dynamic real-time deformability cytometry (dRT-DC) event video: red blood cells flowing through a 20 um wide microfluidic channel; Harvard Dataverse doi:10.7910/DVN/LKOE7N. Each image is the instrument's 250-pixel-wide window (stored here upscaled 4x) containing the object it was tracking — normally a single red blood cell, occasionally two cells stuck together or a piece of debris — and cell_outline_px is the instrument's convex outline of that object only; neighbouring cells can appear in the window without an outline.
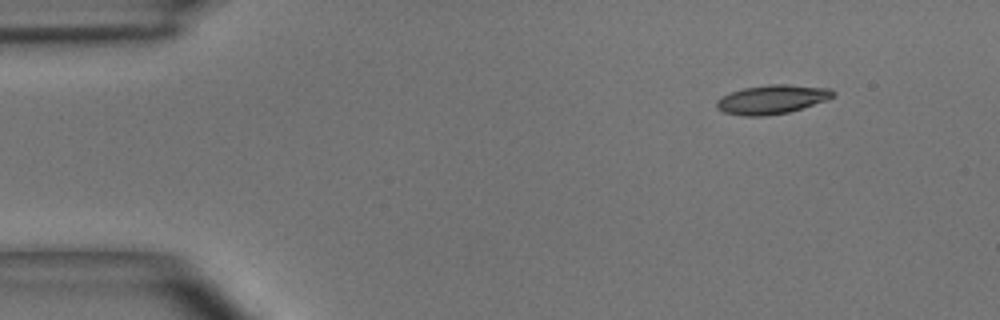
{"species": "common noctule bat (a hibernating species)", "species_latin": "Nyctalus noctula", "temperature_condition": "room temperature", "stored_images_in_passage": 45, "camera_frame_rate_fps": 3000, "um_per_image_px": 0.085, "animal": {"sex": "male", "body_mass_g": 15.6}, "frame": {"image": 1, "passage_image": 1, "time_ms": 0.0, "image_size_px": [1000, 320], "cell_outline_px": [[836, 96], [828, 100], [788, 112], [764, 116], [744, 116], [724, 112], [716, 108], [716, 100], [732, 92], [744, 88], [768, 84], [788, 84], [832, 88], [836, 92]], "centroid_in_image_um": [65.68, 8.44], "position_along_channel_um": 19.3, "area_um2": 19.77}}
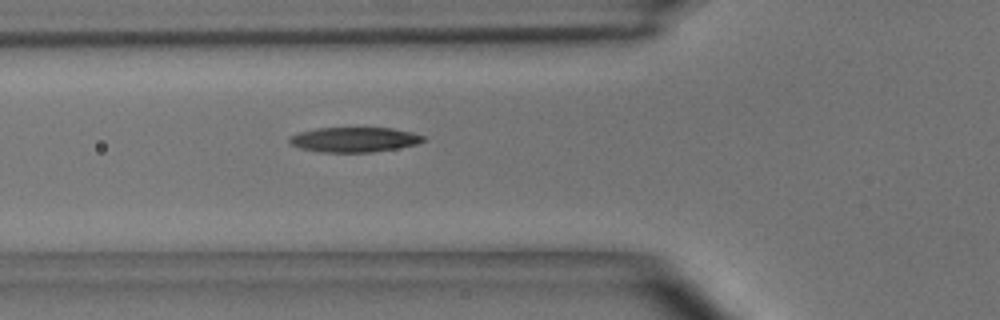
{"frame": {"image": 2, "passage_image": 13, "time_ms": 4.0, "image_size_px": [1000, 320], "cell_outline_px": [[424, 140], [416, 144], [396, 148], [372, 152], [320, 152], [300, 148], [292, 144], [288, 140], [288, 136], [300, 132], [316, 128], [392, 128], [412, 132], [424, 136]], "centroid_in_image_um": [30.08, 11.86], "position_along_channel_um": 95.7, "area_um2": 19.31}}
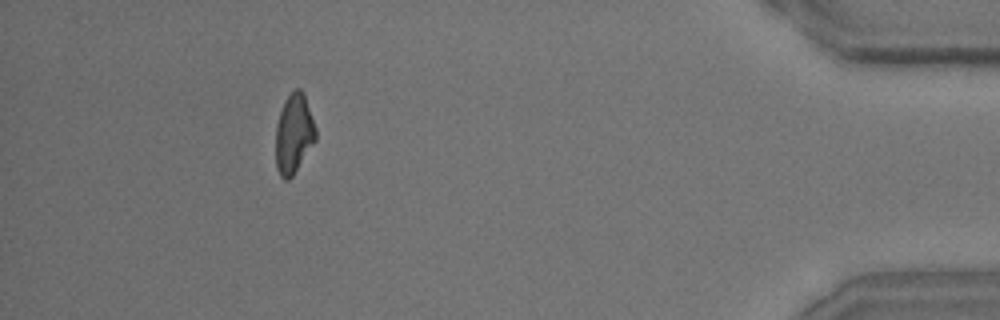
{"frame": {"image": 3, "passage_image": 41, "time_ms": 13.333, "image_size_px": [1000, 320], "cell_outline_px": [[316, 140], [292, 176], [288, 180], [284, 180], [280, 176], [276, 168], [276, 124], [284, 100], [296, 88], [300, 88], [304, 92], [316, 128]], "centroid_in_image_um": [24.97, 11.36], "position_along_channel_um": 410.2, "area_um2": 18.55}, "authors_computed_cell_mechanics": {"area_um2": 19.4786, "velocity_mm_per_s": 3.9806, "shape_relaxation_time_tau1_ms": 3.7765, "shape_relaxation_time_tau2_ms": null, "deformation_change_tau1": 0.1284, "deformation_change_tau2": null}}